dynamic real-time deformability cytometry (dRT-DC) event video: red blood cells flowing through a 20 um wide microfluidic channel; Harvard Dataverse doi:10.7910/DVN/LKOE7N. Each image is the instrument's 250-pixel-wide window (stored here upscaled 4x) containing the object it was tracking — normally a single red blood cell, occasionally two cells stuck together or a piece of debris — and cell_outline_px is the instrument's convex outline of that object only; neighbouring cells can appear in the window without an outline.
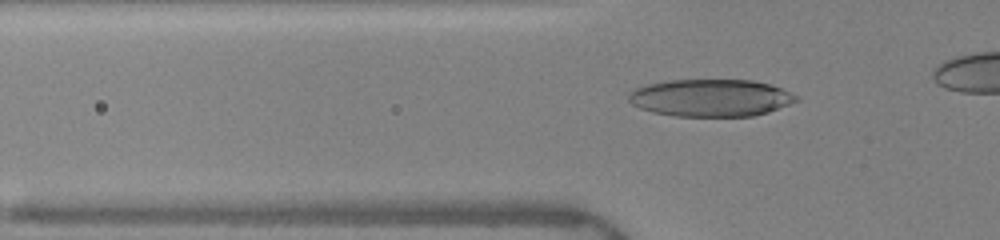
{"species": "human", "species_latin": "Homo sapiens", "temperature_condition": "warm", "stored_images_in_passage": 35, "camera_frame_rate_fps": 3000, "um_per_image_px": 0.085, "donor": {"sex": "female"}, "frame": {"image": 1, "passage_image": 10, "time_ms": 3.0, "image_size_px": [1000, 240], "cell_outline_px": [[800, 100], [768, 112], [752, 116], [676, 116], [652, 112], [640, 108], [632, 104], [628, 100], [628, 96], [632, 88], [648, 84], [668, 80], [752, 80], [768, 84], [780, 88], [796, 96]], "centroid_in_image_um": [60.37, 8.32], "position_along_channel_um": 65.4, "area_um2": 36.36}}
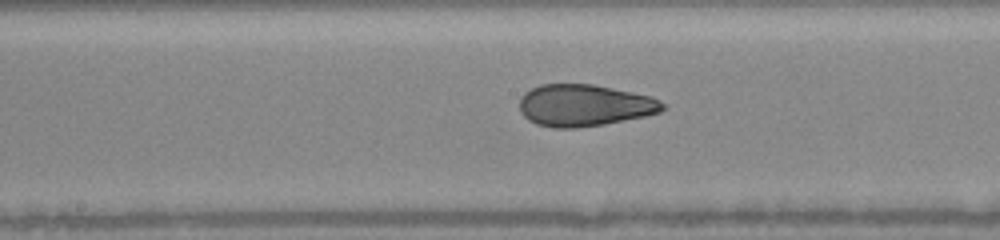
{"frame": {"image": 2, "passage_image": 20, "time_ms": 6.333, "image_size_px": [1000, 240], "cell_outline_px": [[668, 104], [660, 112], [644, 116], [604, 124], [576, 128], [556, 128], [536, 124], [528, 120], [520, 112], [520, 96], [524, 92], [540, 84], [592, 84], [652, 96]], "centroid_in_image_um": [49.67, 8.95], "position_along_channel_um": 198.5, "area_um2": 35.03}}
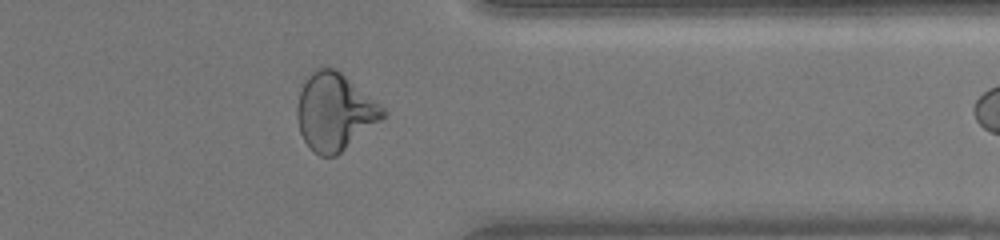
{"frame": {"image": 3, "passage_image": 34, "time_ms": 11.0, "image_size_px": [1000, 240], "cell_outline_px": [[388, 112], [380, 120], [336, 156], [320, 156], [312, 152], [304, 140], [300, 132], [296, 116], [296, 108], [300, 92], [308, 76], [316, 68], [336, 68], [384, 108]], "centroid_in_image_um": [28.41, 9.51], "position_along_channel_um": 383.0, "area_um2": 38.03}}